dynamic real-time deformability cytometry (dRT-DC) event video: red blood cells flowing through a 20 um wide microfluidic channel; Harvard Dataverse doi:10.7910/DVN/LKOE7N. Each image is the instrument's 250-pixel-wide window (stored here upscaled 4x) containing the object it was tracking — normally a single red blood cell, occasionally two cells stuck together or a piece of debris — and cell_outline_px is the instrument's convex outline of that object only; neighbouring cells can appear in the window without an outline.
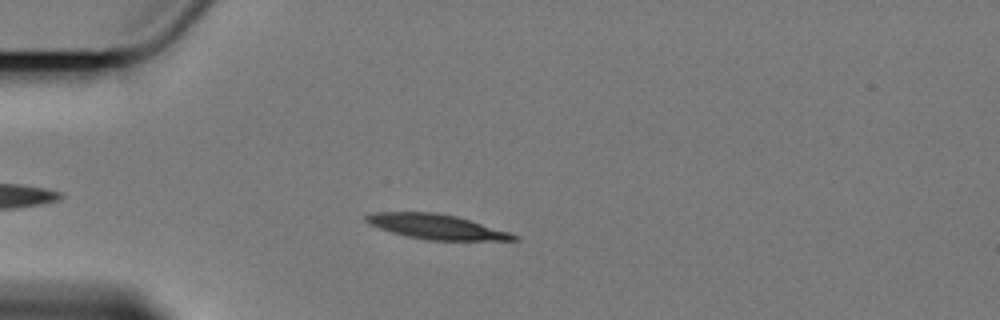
{"species": "Egyptian fruit bat (a non-hibernating species)", "species_latin": "Rousettus aegyptiacus", "temperature_condition": "cold", "stored_images_in_passage": 4, "camera_frame_rate_fps": 3000, "um_per_image_px": 0.085, "animal": {"sex": "female"}, "frame": {"image": 1, "passage_image": 3, "time_ms": 2.333, "image_size_px": [1000, 320], "cell_outline_px": [[520, 240], [424, 240], [404, 236], [368, 224], [364, 220], [364, 216], [372, 212], [436, 212], [456, 216], [512, 232], [520, 236]], "centroid_in_image_um": [37.11, 19.27], "position_along_channel_um": 47.9, "area_um2": 21.62}}